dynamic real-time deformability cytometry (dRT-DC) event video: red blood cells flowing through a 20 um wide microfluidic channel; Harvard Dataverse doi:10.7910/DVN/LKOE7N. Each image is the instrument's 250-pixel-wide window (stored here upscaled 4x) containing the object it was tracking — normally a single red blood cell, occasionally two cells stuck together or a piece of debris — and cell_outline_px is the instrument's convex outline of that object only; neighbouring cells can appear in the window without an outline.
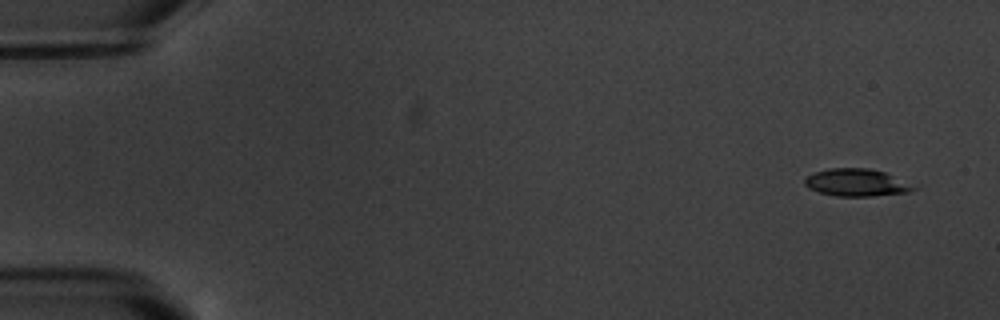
{"species": "common noctule bat (a hibernating species)", "species_latin": "Nyctalus noctula", "temperature_condition": "warm", "stored_images_in_passage": 5, "camera_frame_rate_fps": 3000, "um_per_image_px": 0.085, "animal": {"sex": "male", "body_mass_g": 20.1, "forearm_length_mm": 53.5}, "frame": {"image": 1, "passage_image": 1, "time_ms": 0.0, "image_size_px": [1000, 320], "cell_outline_px": [[916, 188], [908, 192], [872, 196], [836, 196], [820, 192], [808, 188], [804, 184], [804, 180], [808, 176], [816, 172], [828, 168], [868, 168], [884, 172]], "centroid_in_image_um": [72.72, 15.52], "position_along_channel_um": 12.3, "area_um2": 16.94}}
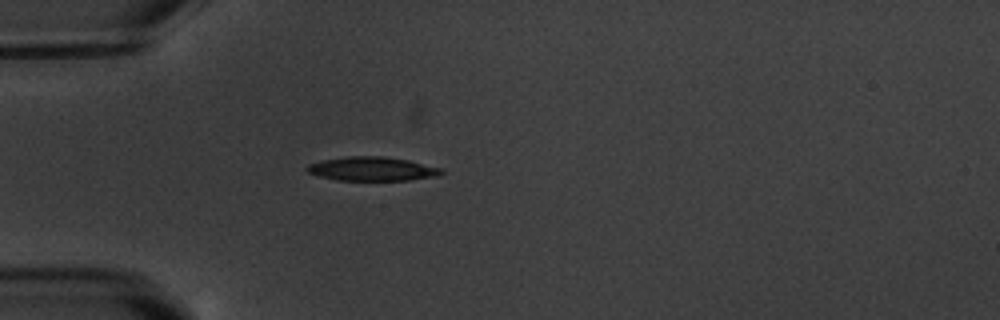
{"frame": {"image": 2, "passage_image": 5, "time_ms": 4.667, "image_size_px": [1000, 320], "cell_outline_px": [[444, 172], [440, 176], [408, 180], [336, 180], [320, 176], [308, 172], [304, 168], [308, 164], [320, 160], [344, 156], [384, 156], [408, 160], [444, 168]], "centroid_in_image_um": [31.65, 14.34], "position_along_channel_um": 53.3, "area_um2": 19.02}}